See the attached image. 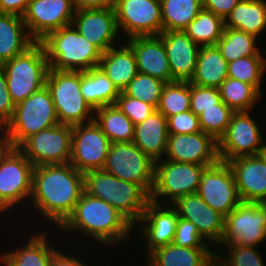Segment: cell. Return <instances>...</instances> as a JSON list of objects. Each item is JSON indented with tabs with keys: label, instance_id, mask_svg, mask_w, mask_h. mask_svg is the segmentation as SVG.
I'll return each instance as SVG.
<instances>
[{
	"label": "cell",
	"instance_id": "1",
	"mask_svg": "<svg viewBox=\"0 0 266 266\" xmlns=\"http://www.w3.org/2000/svg\"><path fill=\"white\" fill-rule=\"evenodd\" d=\"M84 174L70 163L34 167L31 197L35 209L59 227L84 192Z\"/></svg>",
	"mask_w": 266,
	"mask_h": 266
},
{
	"label": "cell",
	"instance_id": "2",
	"mask_svg": "<svg viewBox=\"0 0 266 266\" xmlns=\"http://www.w3.org/2000/svg\"><path fill=\"white\" fill-rule=\"evenodd\" d=\"M60 227L66 232H84L97 242L112 245L129 239L133 224L113 206L84 191L73 212Z\"/></svg>",
	"mask_w": 266,
	"mask_h": 266
},
{
	"label": "cell",
	"instance_id": "3",
	"mask_svg": "<svg viewBox=\"0 0 266 266\" xmlns=\"http://www.w3.org/2000/svg\"><path fill=\"white\" fill-rule=\"evenodd\" d=\"M39 42L44 47L49 69L88 71L99 66L102 52L72 24L48 33Z\"/></svg>",
	"mask_w": 266,
	"mask_h": 266
},
{
	"label": "cell",
	"instance_id": "4",
	"mask_svg": "<svg viewBox=\"0 0 266 266\" xmlns=\"http://www.w3.org/2000/svg\"><path fill=\"white\" fill-rule=\"evenodd\" d=\"M84 190L113 206L133 225L141 219L150 202V195L141 186L121 180L103 169L84 173Z\"/></svg>",
	"mask_w": 266,
	"mask_h": 266
},
{
	"label": "cell",
	"instance_id": "5",
	"mask_svg": "<svg viewBox=\"0 0 266 266\" xmlns=\"http://www.w3.org/2000/svg\"><path fill=\"white\" fill-rule=\"evenodd\" d=\"M59 124L46 86L15 105L14 116L1 131L0 143L17 148L26 138Z\"/></svg>",
	"mask_w": 266,
	"mask_h": 266
},
{
	"label": "cell",
	"instance_id": "6",
	"mask_svg": "<svg viewBox=\"0 0 266 266\" xmlns=\"http://www.w3.org/2000/svg\"><path fill=\"white\" fill-rule=\"evenodd\" d=\"M45 86L51 94L59 124L73 127L94 121L95 110L81 94V71L49 69Z\"/></svg>",
	"mask_w": 266,
	"mask_h": 266
},
{
	"label": "cell",
	"instance_id": "7",
	"mask_svg": "<svg viewBox=\"0 0 266 266\" xmlns=\"http://www.w3.org/2000/svg\"><path fill=\"white\" fill-rule=\"evenodd\" d=\"M8 91L16 105L45 86L49 70L43 45L34 42L23 53L2 64Z\"/></svg>",
	"mask_w": 266,
	"mask_h": 266
},
{
	"label": "cell",
	"instance_id": "8",
	"mask_svg": "<svg viewBox=\"0 0 266 266\" xmlns=\"http://www.w3.org/2000/svg\"><path fill=\"white\" fill-rule=\"evenodd\" d=\"M34 165L18 149L0 143V212L31 199Z\"/></svg>",
	"mask_w": 266,
	"mask_h": 266
},
{
	"label": "cell",
	"instance_id": "9",
	"mask_svg": "<svg viewBox=\"0 0 266 266\" xmlns=\"http://www.w3.org/2000/svg\"><path fill=\"white\" fill-rule=\"evenodd\" d=\"M155 163L133 142L111 143L103 170L141 186L150 195L155 179Z\"/></svg>",
	"mask_w": 266,
	"mask_h": 266
},
{
	"label": "cell",
	"instance_id": "10",
	"mask_svg": "<svg viewBox=\"0 0 266 266\" xmlns=\"http://www.w3.org/2000/svg\"><path fill=\"white\" fill-rule=\"evenodd\" d=\"M163 160H160L161 163H155V179L150 201L161 204L163 202L160 197H169L172 205L181 196L197 193L201 175L209 166Z\"/></svg>",
	"mask_w": 266,
	"mask_h": 266
},
{
	"label": "cell",
	"instance_id": "11",
	"mask_svg": "<svg viewBox=\"0 0 266 266\" xmlns=\"http://www.w3.org/2000/svg\"><path fill=\"white\" fill-rule=\"evenodd\" d=\"M72 126L57 124L26 138L17 148L34 167L67 164L71 158Z\"/></svg>",
	"mask_w": 266,
	"mask_h": 266
},
{
	"label": "cell",
	"instance_id": "12",
	"mask_svg": "<svg viewBox=\"0 0 266 266\" xmlns=\"http://www.w3.org/2000/svg\"><path fill=\"white\" fill-rule=\"evenodd\" d=\"M266 239V203L241 202L226 217L221 244L256 247Z\"/></svg>",
	"mask_w": 266,
	"mask_h": 266
},
{
	"label": "cell",
	"instance_id": "13",
	"mask_svg": "<svg viewBox=\"0 0 266 266\" xmlns=\"http://www.w3.org/2000/svg\"><path fill=\"white\" fill-rule=\"evenodd\" d=\"M260 134V127L249 111L234 112L226 132L218 141L220 161L258 155L265 146Z\"/></svg>",
	"mask_w": 266,
	"mask_h": 266
},
{
	"label": "cell",
	"instance_id": "14",
	"mask_svg": "<svg viewBox=\"0 0 266 266\" xmlns=\"http://www.w3.org/2000/svg\"><path fill=\"white\" fill-rule=\"evenodd\" d=\"M118 30L132 37L159 36L163 32L160 0H116Z\"/></svg>",
	"mask_w": 266,
	"mask_h": 266
},
{
	"label": "cell",
	"instance_id": "15",
	"mask_svg": "<svg viewBox=\"0 0 266 266\" xmlns=\"http://www.w3.org/2000/svg\"><path fill=\"white\" fill-rule=\"evenodd\" d=\"M111 141L95 121L72 127L69 163L79 172L103 169Z\"/></svg>",
	"mask_w": 266,
	"mask_h": 266
},
{
	"label": "cell",
	"instance_id": "16",
	"mask_svg": "<svg viewBox=\"0 0 266 266\" xmlns=\"http://www.w3.org/2000/svg\"><path fill=\"white\" fill-rule=\"evenodd\" d=\"M197 194L224 217L242 202L232 171L222 161L203 171Z\"/></svg>",
	"mask_w": 266,
	"mask_h": 266
},
{
	"label": "cell",
	"instance_id": "17",
	"mask_svg": "<svg viewBox=\"0 0 266 266\" xmlns=\"http://www.w3.org/2000/svg\"><path fill=\"white\" fill-rule=\"evenodd\" d=\"M74 11L72 0H30L22 18L29 36L39 42L48 33L70 25Z\"/></svg>",
	"mask_w": 266,
	"mask_h": 266
},
{
	"label": "cell",
	"instance_id": "18",
	"mask_svg": "<svg viewBox=\"0 0 266 266\" xmlns=\"http://www.w3.org/2000/svg\"><path fill=\"white\" fill-rule=\"evenodd\" d=\"M166 159L213 166L220 161L218 142L203 131L192 134L168 135Z\"/></svg>",
	"mask_w": 266,
	"mask_h": 266
},
{
	"label": "cell",
	"instance_id": "19",
	"mask_svg": "<svg viewBox=\"0 0 266 266\" xmlns=\"http://www.w3.org/2000/svg\"><path fill=\"white\" fill-rule=\"evenodd\" d=\"M71 24L102 53L114 47L119 34L114 7L77 10Z\"/></svg>",
	"mask_w": 266,
	"mask_h": 266
},
{
	"label": "cell",
	"instance_id": "20",
	"mask_svg": "<svg viewBox=\"0 0 266 266\" xmlns=\"http://www.w3.org/2000/svg\"><path fill=\"white\" fill-rule=\"evenodd\" d=\"M242 202L266 203V164L259 156H242L226 162Z\"/></svg>",
	"mask_w": 266,
	"mask_h": 266
},
{
	"label": "cell",
	"instance_id": "21",
	"mask_svg": "<svg viewBox=\"0 0 266 266\" xmlns=\"http://www.w3.org/2000/svg\"><path fill=\"white\" fill-rule=\"evenodd\" d=\"M172 204L178 216L195 224L204 239L220 243L225 217L208 206L197 193L181 196Z\"/></svg>",
	"mask_w": 266,
	"mask_h": 266
},
{
	"label": "cell",
	"instance_id": "22",
	"mask_svg": "<svg viewBox=\"0 0 266 266\" xmlns=\"http://www.w3.org/2000/svg\"><path fill=\"white\" fill-rule=\"evenodd\" d=\"M159 37L166 49L172 78L190 81L196 69L200 46L183 30L163 31Z\"/></svg>",
	"mask_w": 266,
	"mask_h": 266
},
{
	"label": "cell",
	"instance_id": "23",
	"mask_svg": "<svg viewBox=\"0 0 266 266\" xmlns=\"http://www.w3.org/2000/svg\"><path fill=\"white\" fill-rule=\"evenodd\" d=\"M150 201L138 223H144L143 236L147 238V256L155 249L166 246L174 240L178 212L173 206H163Z\"/></svg>",
	"mask_w": 266,
	"mask_h": 266
},
{
	"label": "cell",
	"instance_id": "24",
	"mask_svg": "<svg viewBox=\"0 0 266 266\" xmlns=\"http://www.w3.org/2000/svg\"><path fill=\"white\" fill-rule=\"evenodd\" d=\"M127 43L133 49L139 73L165 83L175 81L171 76L163 40L159 36L132 37Z\"/></svg>",
	"mask_w": 266,
	"mask_h": 266
},
{
	"label": "cell",
	"instance_id": "25",
	"mask_svg": "<svg viewBox=\"0 0 266 266\" xmlns=\"http://www.w3.org/2000/svg\"><path fill=\"white\" fill-rule=\"evenodd\" d=\"M133 143L154 162L163 159L168 145L167 118L155 110L143 122L135 125Z\"/></svg>",
	"mask_w": 266,
	"mask_h": 266
},
{
	"label": "cell",
	"instance_id": "26",
	"mask_svg": "<svg viewBox=\"0 0 266 266\" xmlns=\"http://www.w3.org/2000/svg\"><path fill=\"white\" fill-rule=\"evenodd\" d=\"M215 253L209 248H187L172 242L152 251L146 263L148 266H208Z\"/></svg>",
	"mask_w": 266,
	"mask_h": 266
},
{
	"label": "cell",
	"instance_id": "27",
	"mask_svg": "<svg viewBox=\"0 0 266 266\" xmlns=\"http://www.w3.org/2000/svg\"><path fill=\"white\" fill-rule=\"evenodd\" d=\"M121 92L137 75V64L133 49L127 44L111 47L102 53L98 66Z\"/></svg>",
	"mask_w": 266,
	"mask_h": 266
},
{
	"label": "cell",
	"instance_id": "28",
	"mask_svg": "<svg viewBox=\"0 0 266 266\" xmlns=\"http://www.w3.org/2000/svg\"><path fill=\"white\" fill-rule=\"evenodd\" d=\"M25 29L21 16L0 13V65L20 55L35 42Z\"/></svg>",
	"mask_w": 266,
	"mask_h": 266
},
{
	"label": "cell",
	"instance_id": "29",
	"mask_svg": "<svg viewBox=\"0 0 266 266\" xmlns=\"http://www.w3.org/2000/svg\"><path fill=\"white\" fill-rule=\"evenodd\" d=\"M228 77V62L217 45L200 46L196 69L190 83L218 88Z\"/></svg>",
	"mask_w": 266,
	"mask_h": 266
},
{
	"label": "cell",
	"instance_id": "30",
	"mask_svg": "<svg viewBox=\"0 0 266 266\" xmlns=\"http://www.w3.org/2000/svg\"><path fill=\"white\" fill-rule=\"evenodd\" d=\"M81 94L85 101L96 110L115 104L120 91L99 68L81 71Z\"/></svg>",
	"mask_w": 266,
	"mask_h": 266
},
{
	"label": "cell",
	"instance_id": "31",
	"mask_svg": "<svg viewBox=\"0 0 266 266\" xmlns=\"http://www.w3.org/2000/svg\"><path fill=\"white\" fill-rule=\"evenodd\" d=\"M224 27L242 30L258 38L266 28V2L240 0L224 20Z\"/></svg>",
	"mask_w": 266,
	"mask_h": 266
},
{
	"label": "cell",
	"instance_id": "32",
	"mask_svg": "<svg viewBox=\"0 0 266 266\" xmlns=\"http://www.w3.org/2000/svg\"><path fill=\"white\" fill-rule=\"evenodd\" d=\"M45 234L32 235L23 248L15 252L0 255V260L6 266H50L51 257L56 251L52 248Z\"/></svg>",
	"mask_w": 266,
	"mask_h": 266
},
{
	"label": "cell",
	"instance_id": "33",
	"mask_svg": "<svg viewBox=\"0 0 266 266\" xmlns=\"http://www.w3.org/2000/svg\"><path fill=\"white\" fill-rule=\"evenodd\" d=\"M94 121L111 143L133 142V122L116 106L111 104L95 110Z\"/></svg>",
	"mask_w": 266,
	"mask_h": 266
},
{
	"label": "cell",
	"instance_id": "34",
	"mask_svg": "<svg viewBox=\"0 0 266 266\" xmlns=\"http://www.w3.org/2000/svg\"><path fill=\"white\" fill-rule=\"evenodd\" d=\"M163 31L184 30L203 9L202 0H160Z\"/></svg>",
	"mask_w": 266,
	"mask_h": 266
},
{
	"label": "cell",
	"instance_id": "35",
	"mask_svg": "<svg viewBox=\"0 0 266 266\" xmlns=\"http://www.w3.org/2000/svg\"><path fill=\"white\" fill-rule=\"evenodd\" d=\"M256 36L235 28L224 27L222 37L217 42L222 56L228 63L248 56H262L256 47Z\"/></svg>",
	"mask_w": 266,
	"mask_h": 266
},
{
	"label": "cell",
	"instance_id": "36",
	"mask_svg": "<svg viewBox=\"0 0 266 266\" xmlns=\"http://www.w3.org/2000/svg\"><path fill=\"white\" fill-rule=\"evenodd\" d=\"M223 30L224 20L203 8L183 31L199 46H209L217 44Z\"/></svg>",
	"mask_w": 266,
	"mask_h": 266
},
{
	"label": "cell",
	"instance_id": "37",
	"mask_svg": "<svg viewBox=\"0 0 266 266\" xmlns=\"http://www.w3.org/2000/svg\"><path fill=\"white\" fill-rule=\"evenodd\" d=\"M221 100L234 112L249 111L261 94L247 83L227 77L218 87Z\"/></svg>",
	"mask_w": 266,
	"mask_h": 266
},
{
	"label": "cell",
	"instance_id": "38",
	"mask_svg": "<svg viewBox=\"0 0 266 266\" xmlns=\"http://www.w3.org/2000/svg\"><path fill=\"white\" fill-rule=\"evenodd\" d=\"M166 118L190 110V82L172 81L163 86L156 109Z\"/></svg>",
	"mask_w": 266,
	"mask_h": 266
},
{
	"label": "cell",
	"instance_id": "39",
	"mask_svg": "<svg viewBox=\"0 0 266 266\" xmlns=\"http://www.w3.org/2000/svg\"><path fill=\"white\" fill-rule=\"evenodd\" d=\"M265 68L266 59L262 56L243 57L228 63V77L252 85L261 94Z\"/></svg>",
	"mask_w": 266,
	"mask_h": 266
},
{
	"label": "cell",
	"instance_id": "40",
	"mask_svg": "<svg viewBox=\"0 0 266 266\" xmlns=\"http://www.w3.org/2000/svg\"><path fill=\"white\" fill-rule=\"evenodd\" d=\"M164 85L162 80L138 72L122 92L157 109Z\"/></svg>",
	"mask_w": 266,
	"mask_h": 266
},
{
	"label": "cell",
	"instance_id": "41",
	"mask_svg": "<svg viewBox=\"0 0 266 266\" xmlns=\"http://www.w3.org/2000/svg\"><path fill=\"white\" fill-rule=\"evenodd\" d=\"M234 111L223 101L218 104V109L204 110L199 116L201 131L211 135L217 142L224 135Z\"/></svg>",
	"mask_w": 266,
	"mask_h": 266
},
{
	"label": "cell",
	"instance_id": "42",
	"mask_svg": "<svg viewBox=\"0 0 266 266\" xmlns=\"http://www.w3.org/2000/svg\"><path fill=\"white\" fill-rule=\"evenodd\" d=\"M230 250L225 260L223 255L215 253V259L221 266H264L261 254L257 248L251 246H237L226 244ZM224 260V261H223Z\"/></svg>",
	"mask_w": 266,
	"mask_h": 266
},
{
	"label": "cell",
	"instance_id": "43",
	"mask_svg": "<svg viewBox=\"0 0 266 266\" xmlns=\"http://www.w3.org/2000/svg\"><path fill=\"white\" fill-rule=\"evenodd\" d=\"M221 101L218 88L201 87L190 83V110L198 117L204 110L218 109Z\"/></svg>",
	"mask_w": 266,
	"mask_h": 266
},
{
	"label": "cell",
	"instance_id": "44",
	"mask_svg": "<svg viewBox=\"0 0 266 266\" xmlns=\"http://www.w3.org/2000/svg\"><path fill=\"white\" fill-rule=\"evenodd\" d=\"M116 106L133 122L137 125L149 117L156 109L141 100L127 96L122 91L116 100Z\"/></svg>",
	"mask_w": 266,
	"mask_h": 266
},
{
	"label": "cell",
	"instance_id": "45",
	"mask_svg": "<svg viewBox=\"0 0 266 266\" xmlns=\"http://www.w3.org/2000/svg\"><path fill=\"white\" fill-rule=\"evenodd\" d=\"M195 224L179 217L173 243L187 248H208Z\"/></svg>",
	"mask_w": 266,
	"mask_h": 266
},
{
	"label": "cell",
	"instance_id": "46",
	"mask_svg": "<svg viewBox=\"0 0 266 266\" xmlns=\"http://www.w3.org/2000/svg\"><path fill=\"white\" fill-rule=\"evenodd\" d=\"M168 135L201 132L199 117L191 110L167 118Z\"/></svg>",
	"mask_w": 266,
	"mask_h": 266
},
{
	"label": "cell",
	"instance_id": "47",
	"mask_svg": "<svg viewBox=\"0 0 266 266\" xmlns=\"http://www.w3.org/2000/svg\"><path fill=\"white\" fill-rule=\"evenodd\" d=\"M15 104L12 102L8 91L5 70L0 65V128L3 130L14 116Z\"/></svg>",
	"mask_w": 266,
	"mask_h": 266
},
{
	"label": "cell",
	"instance_id": "48",
	"mask_svg": "<svg viewBox=\"0 0 266 266\" xmlns=\"http://www.w3.org/2000/svg\"><path fill=\"white\" fill-rule=\"evenodd\" d=\"M203 8L213 12L223 20L237 6L240 0H202Z\"/></svg>",
	"mask_w": 266,
	"mask_h": 266
},
{
	"label": "cell",
	"instance_id": "49",
	"mask_svg": "<svg viewBox=\"0 0 266 266\" xmlns=\"http://www.w3.org/2000/svg\"><path fill=\"white\" fill-rule=\"evenodd\" d=\"M30 0H0V13L23 16Z\"/></svg>",
	"mask_w": 266,
	"mask_h": 266
},
{
	"label": "cell",
	"instance_id": "50",
	"mask_svg": "<svg viewBox=\"0 0 266 266\" xmlns=\"http://www.w3.org/2000/svg\"><path fill=\"white\" fill-rule=\"evenodd\" d=\"M75 10L93 8H113L116 0H72Z\"/></svg>",
	"mask_w": 266,
	"mask_h": 266
},
{
	"label": "cell",
	"instance_id": "51",
	"mask_svg": "<svg viewBox=\"0 0 266 266\" xmlns=\"http://www.w3.org/2000/svg\"><path fill=\"white\" fill-rule=\"evenodd\" d=\"M50 266H87V265L79 261L78 258L65 255L64 253L58 252L56 250L51 257Z\"/></svg>",
	"mask_w": 266,
	"mask_h": 266
},
{
	"label": "cell",
	"instance_id": "52",
	"mask_svg": "<svg viewBox=\"0 0 266 266\" xmlns=\"http://www.w3.org/2000/svg\"><path fill=\"white\" fill-rule=\"evenodd\" d=\"M258 155L264 160L266 164V143H265L264 149Z\"/></svg>",
	"mask_w": 266,
	"mask_h": 266
},
{
	"label": "cell",
	"instance_id": "53",
	"mask_svg": "<svg viewBox=\"0 0 266 266\" xmlns=\"http://www.w3.org/2000/svg\"><path fill=\"white\" fill-rule=\"evenodd\" d=\"M208 266H221L216 259H214Z\"/></svg>",
	"mask_w": 266,
	"mask_h": 266
}]
</instances>
